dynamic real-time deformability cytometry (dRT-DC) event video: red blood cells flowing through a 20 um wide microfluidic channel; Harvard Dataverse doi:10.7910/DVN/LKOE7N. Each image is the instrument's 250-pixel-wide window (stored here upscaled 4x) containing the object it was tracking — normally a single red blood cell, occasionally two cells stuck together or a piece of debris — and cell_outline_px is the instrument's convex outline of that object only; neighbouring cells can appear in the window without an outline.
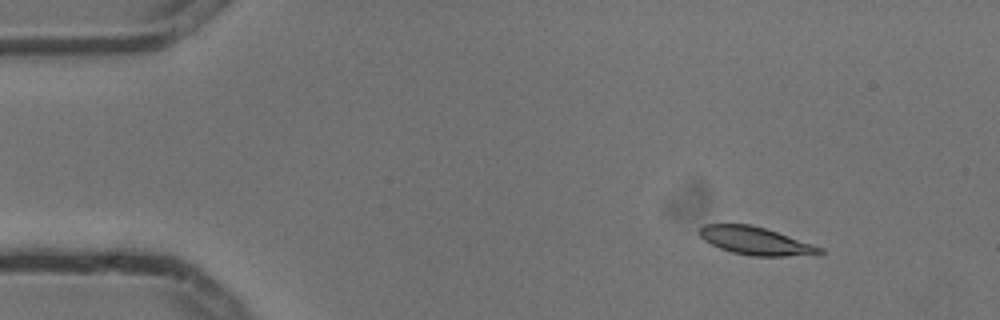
{"species": "common noctule bat (a hibernating species)", "species_latin": "Nyctalus noctula", "temperature_condition": "cold", "stored_images_in_passage": 10, "camera_frame_rate_fps": 3000, "um_per_image_px": 0.085, "animal": {"sex": "male", "body_mass_g": 13.3}, "frame": {"image": 1, "passage_image": 1, "time_ms": 0.0, "image_size_px": [1000, 320], "cell_outline_px": [[824, 256], [752, 256], [732, 252], [720, 248], [704, 240], [700, 236], [700, 228], [704, 224], [752, 224], [824, 248]], "centroid_in_image_um": [64.31, 20.5], "position_along_channel_um": 20.7, "area_um2": 19.65}}
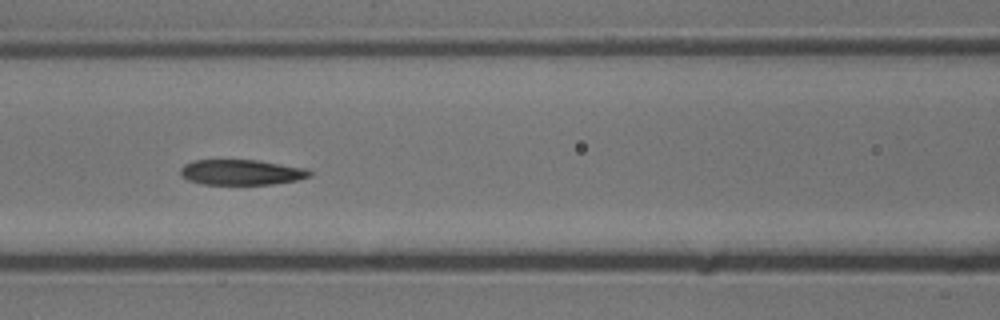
{"frame": {"image": 2, "passage_image": 6, "time_ms": 1.667, "image_size_px": [1000, 320], "cell_outline_px": [[312, 176], [296, 180], [272, 184], [204, 184], [188, 180], [180, 172], [180, 168], [184, 164], [192, 160], [260, 160], [308, 168], [312, 172]], "centroid_in_image_um": [20.56, 14.63], "position_along_channel_um": 146.0, "area_um2": 19.19}}
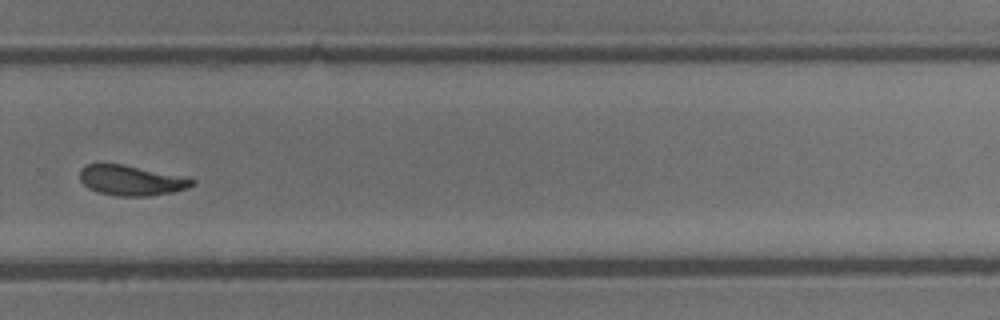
{"frame": {"image": 3, "passage_image": 10, "time_ms": 3.0, "image_size_px": [1000, 320], "cell_outline_px": [[196, 184], [188, 188], [172, 192], [152, 196], [116, 196], [96, 192], [88, 188], [80, 180], [80, 168], [84, 164], [124, 164], [196, 180]], "centroid_in_image_um": [11.11, 15.34], "position_along_channel_um": 318.7, "area_um2": 19.71}}